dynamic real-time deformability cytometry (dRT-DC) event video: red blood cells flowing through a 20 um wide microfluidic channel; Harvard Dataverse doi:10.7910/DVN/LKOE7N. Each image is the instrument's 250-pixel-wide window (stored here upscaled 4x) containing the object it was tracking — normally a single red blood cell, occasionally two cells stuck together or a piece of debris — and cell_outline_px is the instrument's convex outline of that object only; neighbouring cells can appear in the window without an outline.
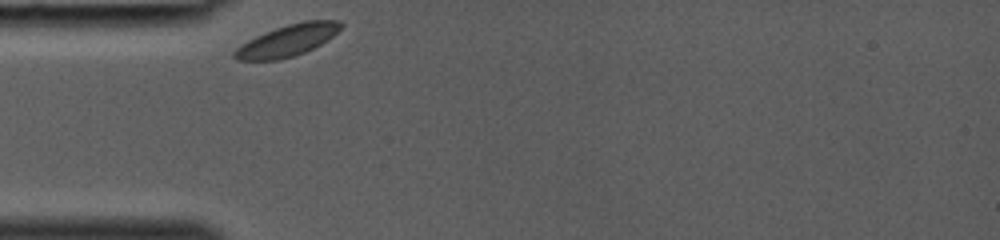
{"species": "common noctule bat (a hibernating species)", "species_latin": "Nyctalus noctula", "temperature_condition": "room temperature", "stored_images_in_passage": 23, "camera_frame_rate_fps": 3000, "um_per_image_px": 0.085, "animal": {"sex": "female", "body_mass_g": 19.0, "forearm_length_mm": 53.3}, "frame": {"image": 1, "passage_image": 1, "time_ms": 0.0, "image_size_px": [1000, 240], "cell_outline_px": [[344, 24], [328, 40], [304, 52], [280, 60], [236, 60], [232, 56], [232, 52], [240, 44], [264, 32], [288, 24], [304, 20], [340, 20]], "centroid_in_image_um": [24.41, 3.44], "position_along_channel_um": 60.6, "area_um2": 19.54}}
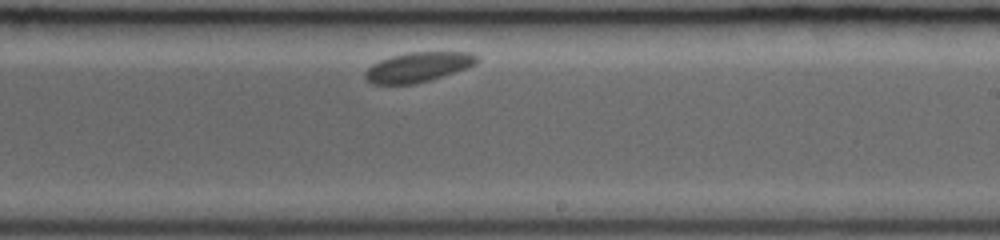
{"frame": {"image": 2, "passage_image": 14, "time_ms": 4.333, "image_size_px": [1000, 240], "cell_outline_px": [[480, 60], [476, 64], [468, 68], [432, 80], [416, 84], [372, 84], [364, 76], [364, 72], [372, 64], [380, 60], [404, 52], [468, 52], [480, 56]], "centroid_in_image_um": [35.58, 5.7], "position_along_channel_um": 253.4, "area_um2": 19.71}}
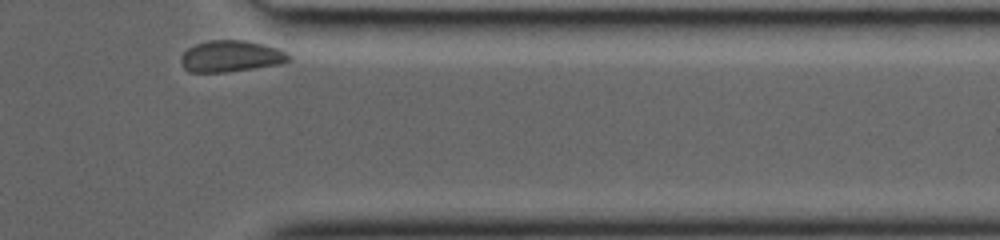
{"frame": {"image": 3, "passage_image": 23, "time_ms": 7.333, "image_size_px": [1000, 240], "cell_outline_px": [[292, 56], [288, 60], [280, 64], [224, 72], [188, 72], [184, 68], [180, 60], [180, 56], [188, 48], [196, 44], [208, 40], [244, 40], [276, 48]], "centroid_in_image_um": [19.57, 4.78], "position_along_channel_um": 391.8, "area_um2": 19.48}}